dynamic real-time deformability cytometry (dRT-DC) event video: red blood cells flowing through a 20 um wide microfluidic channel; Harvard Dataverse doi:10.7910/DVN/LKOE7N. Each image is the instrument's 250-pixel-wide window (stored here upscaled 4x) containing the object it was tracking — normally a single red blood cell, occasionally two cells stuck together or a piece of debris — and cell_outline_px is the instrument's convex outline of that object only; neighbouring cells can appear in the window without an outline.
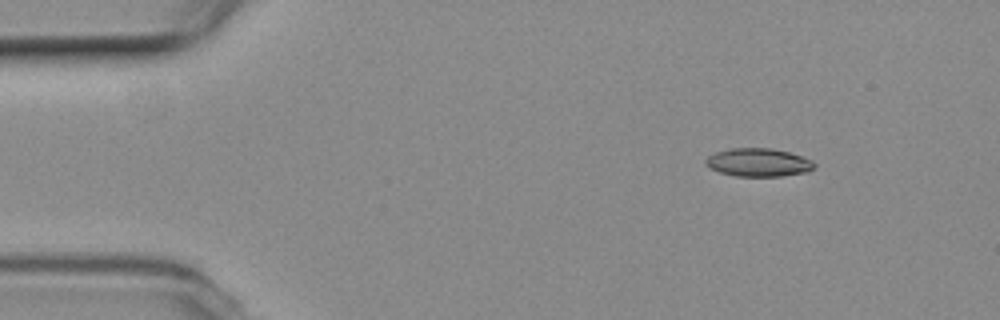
{"species": "common noctule bat (a hibernating species)", "species_latin": "Nyctalus noctula", "temperature_condition": "room temperature", "stored_images_in_passage": 49, "camera_frame_rate_fps": 3000, "um_per_image_px": 0.085, "animal": {"sex": "female", "body_mass_g": 19.3, "forearm_length_mm": 54.1}, "frame": {"image": 1, "passage_image": 1, "time_ms": 0.0, "image_size_px": [1000, 320], "cell_outline_px": [[816, 168], [808, 172], [780, 176], [736, 176], [720, 172], [708, 168], [704, 164], [704, 160], [708, 156], [716, 152], [732, 148], [772, 148], [788, 152], [812, 160], [816, 164]], "centroid_in_image_um": [64.46, 13.81], "position_along_channel_um": 20.5, "area_um2": 17.98}}
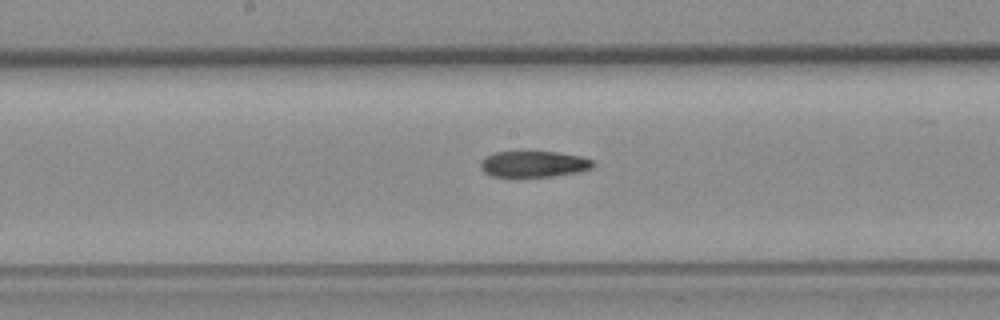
{"frame": {"image": 2, "passage_image": 22, "time_ms": 7.0, "image_size_px": [1000, 320], "cell_outline_px": [[596, 164], [592, 168], [580, 172], [552, 176], [492, 176], [484, 172], [480, 168], [480, 160], [484, 156], [496, 152], [556, 152], [580, 156], [592, 160]], "centroid_in_image_um": [45.36, 13.94], "position_along_channel_um": 202.8, "area_um2": 17.11}}
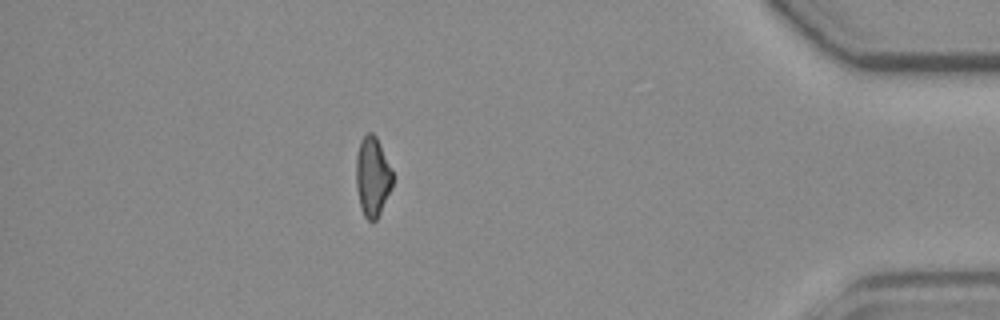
{"frame": {"image": 3, "passage_image": 42, "time_ms": 13.667, "image_size_px": [1000, 320], "cell_outline_px": [[392, 188], [376, 220], [368, 220], [364, 216], [360, 208], [356, 188], [356, 156], [360, 140], [368, 132], [372, 132], [376, 136], [392, 168]], "centroid_in_image_um": [31.65, 15.0], "position_along_channel_um": 403.5, "area_um2": 17.05}}